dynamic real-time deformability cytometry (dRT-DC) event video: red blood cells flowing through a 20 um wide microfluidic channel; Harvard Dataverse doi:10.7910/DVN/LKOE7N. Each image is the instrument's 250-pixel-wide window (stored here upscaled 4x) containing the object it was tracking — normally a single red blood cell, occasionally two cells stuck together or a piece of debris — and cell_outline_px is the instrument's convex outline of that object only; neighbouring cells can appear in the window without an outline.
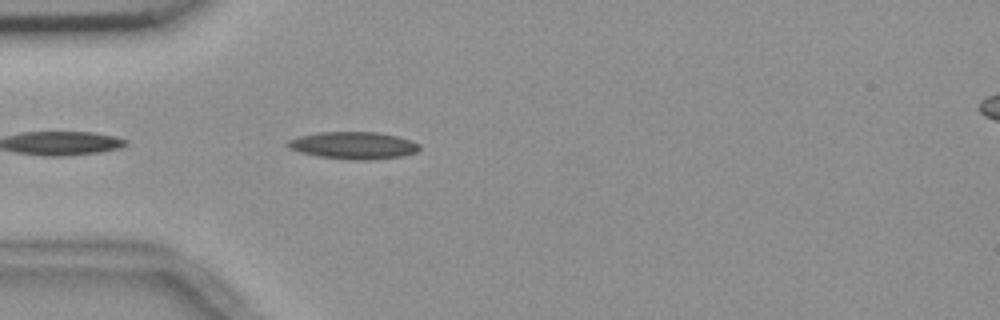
{"species": "common noctule bat (a hibernating species)", "species_latin": "Nyctalus noctula", "temperature_condition": "room temperature", "stored_images_in_passage": 7, "camera_frame_rate_fps": 3000, "um_per_image_px": 0.085, "animal": {"sex": "female", "body_mass_g": 18.4}, "frame": {"image": 1, "passage_image": 3, "time_ms": 0.667, "image_size_px": [1000, 320], "cell_outline_px": [[420, 148], [416, 152], [400, 156], [368, 160], [352, 160], [320, 156], [300, 152], [288, 148], [284, 144], [288, 140], [300, 136], [316, 132], [380, 132], [412, 140], [420, 144]], "centroid_in_image_um": [30.03, 12.35], "position_along_channel_um": 55.0, "area_um2": 20.92}}